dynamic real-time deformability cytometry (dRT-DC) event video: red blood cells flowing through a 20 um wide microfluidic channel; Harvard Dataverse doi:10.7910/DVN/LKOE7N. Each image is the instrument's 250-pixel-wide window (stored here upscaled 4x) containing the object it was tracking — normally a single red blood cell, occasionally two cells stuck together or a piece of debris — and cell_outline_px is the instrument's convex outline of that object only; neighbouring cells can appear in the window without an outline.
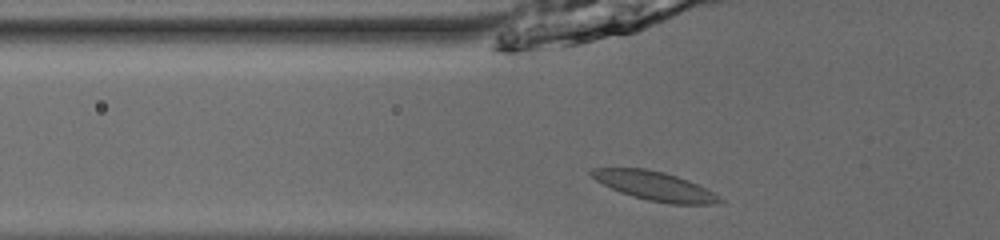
{"species": "common noctule bat (a hibernating species)", "species_latin": "Nyctalus noctula", "temperature_condition": "room temperature", "stored_images_in_passage": 35, "camera_frame_rate_fps": 3000, "um_per_image_px": 0.085, "animal": {"sex": "male", "body_mass_g": 13.0, "forearm_length_mm": 53.1}, "frame": {"image": 1, "passage_image": 2, "time_ms": 0.333, "image_size_px": [1000, 240], "cell_outline_px": [[724, 200], [716, 204], [668, 204], [648, 200], [632, 196], [620, 192], [596, 180], [588, 172], [592, 168], [644, 168], [664, 172], [688, 180], [720, 196]], "centroid_in_image_um": [55.65, 15.81], "position_along_channel_um": 70.1, "area_um2": 21.44}}
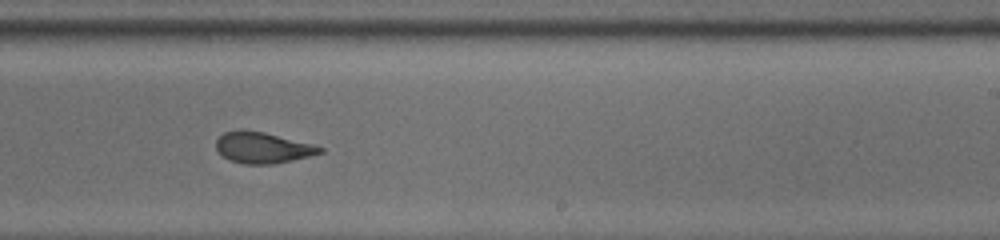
{"frame": {"image": 2, "passage_image": 17, "time_ms": 5.333, "image_size_px": [1000, 240], "cell_outline_px": [[324, 152], [292, 160], [272, 164], [244, 164], [232, 160], [224, 156], [216, 148], [216, 140], [224, 132], [240, 128], [264, 132], [312, 144], [324, 148]], "centroid_in_image_um": [22.31, 12.53], "position_along_channel_um": 266.7, "area_um2": 18.67}}
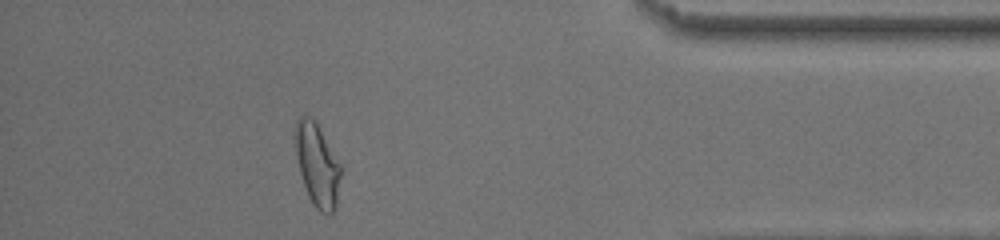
{"frame": {"image": 3, "passage_image": 30, "time_ms": 9.667, "image_size_px": [1000, 240], "cell_outline_px": [[340, 176], [336, 204], [332, 212], [328, 216], [320, 212], [312, 204], [308, 196], [300, 172], [296, 156], [292, 136], [296, 120], [300, 116], [308, 116], [316, 120], [340, 164]], "centroid_in_image_um": [26.92, 13.97], "position_along_channel_um": 408.3, "area_um2": 22.2}, "authors_computed_cell_mechanics": {"area_um2": 19.5942, "velocity_mm_per_s": 3.9462, "shape_relaxation_time_tau1_ms": 3.7562, "shape_relaxation_time_tau2_ms": 1.0513, "deformation_change_tau1": 0.1385, "deformation_change_tau2": 0.0673}}